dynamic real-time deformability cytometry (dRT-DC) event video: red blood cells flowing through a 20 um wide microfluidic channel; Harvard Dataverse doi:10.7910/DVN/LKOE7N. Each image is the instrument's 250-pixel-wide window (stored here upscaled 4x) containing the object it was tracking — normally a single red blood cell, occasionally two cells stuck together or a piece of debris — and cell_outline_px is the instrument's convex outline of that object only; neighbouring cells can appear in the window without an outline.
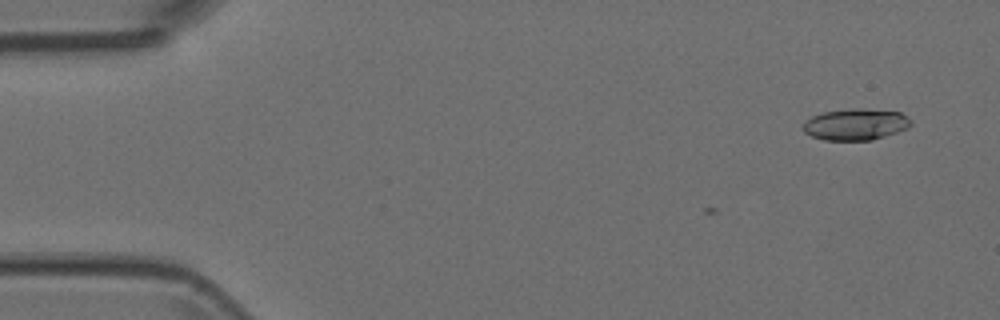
{"species": "Egyptian fruit bat (a non-hibernating species)", "species_latin": "Rousettus aegyptiacus", "temperature_condition": "room temperature", "stored_images_in_passage": 2, "camera_frame_rate_fps": 3000, "um_per_image_px": 0.085, "animal": {"sex": "female"}, "frame": {"image": 1, "passage_image": 2, "time_ms": 0.333, "image_size_px": [1000, 320], "cell_outline_px": [[912, 124], [908, 128], [872, 140], [824, 140], [812, 136], [804, 132], [804, 124], [812, 116], [824, 112], [852, 108], [860, 108], [900, 112], [912, 120]], "centroid_in_image_um": [72.76, 10.57], "position_along_channel_um": 12.2, "area_um2": 19.59}}